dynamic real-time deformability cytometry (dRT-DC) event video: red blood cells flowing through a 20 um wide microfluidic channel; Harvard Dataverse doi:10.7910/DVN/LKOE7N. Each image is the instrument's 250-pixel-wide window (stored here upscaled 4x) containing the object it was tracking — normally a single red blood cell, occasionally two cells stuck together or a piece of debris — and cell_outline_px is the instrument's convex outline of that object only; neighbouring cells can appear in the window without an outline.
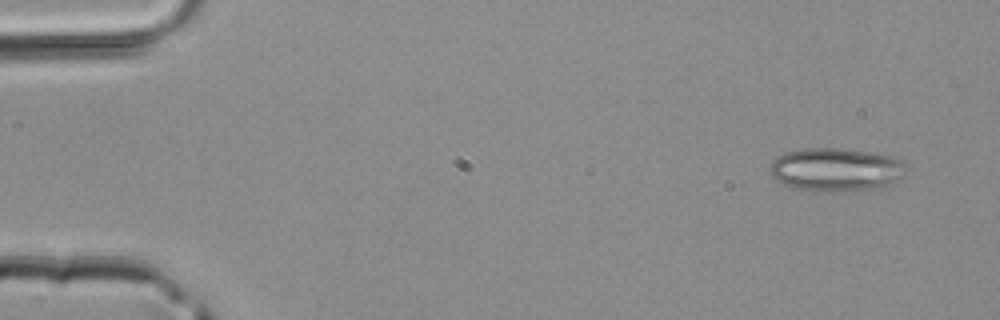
{"species": "common noctule bat (a hibernating species)", "species_latin": "Nyctalus noctula", "temperature_condition": "room temperature", "stored_images_in_passage": 4, "camera_frame_rate_fps": 3000, "um_per_image_px": 0.085, "animal": {"sex": "male", "body_mass_g": 20.4}, "frame": {"image": 1, "passage_image": 1, "time_ms": 0.0, "image_size_px": [1000, 320], "cell_outline_px": [[904, 176], [888, 184], [876, 188], [832, 192], [828, 192], [792, 188], [784, 184], [772, 176], [768, 168], [772, 160], [784, 152], [804, 148], [840, 148], [872, 152], [892, 156], [900, 160], [904, 172]], "centroid_in_image_um": [70.99, 14.4], "position_along_channel_um": 14.0, "area_um2": 34.33}}